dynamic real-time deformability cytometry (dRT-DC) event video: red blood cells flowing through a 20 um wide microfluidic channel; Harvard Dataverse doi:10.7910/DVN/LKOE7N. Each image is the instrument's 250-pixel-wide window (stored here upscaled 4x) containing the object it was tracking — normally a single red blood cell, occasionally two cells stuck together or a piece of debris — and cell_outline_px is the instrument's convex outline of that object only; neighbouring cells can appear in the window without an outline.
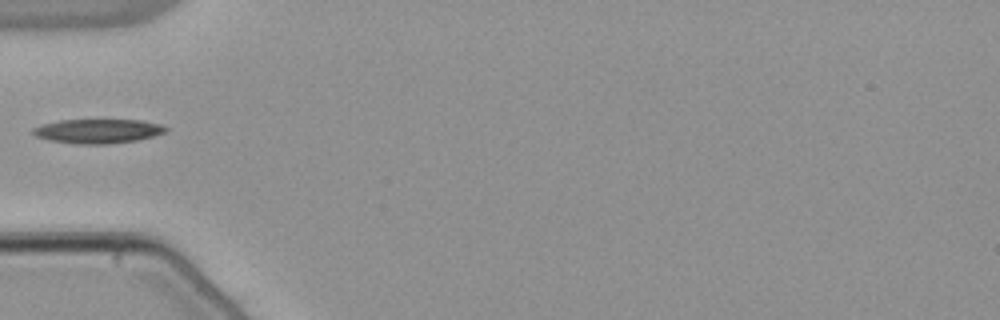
{"species": "common noctule bat (a hibernating species)", "species_latin": "Nyctalus noctula", "temperature_condition": "warm", "stored_images_in_passage": 22, "camera_frame_rate_fps": 3000, "um_per_image_px": 0.085, "animal": {"sex": "male", "body_mass_g": 21.5, "forearm_length_mm": 52.0}, "frame": {"image": 1, "passage_image": 1, "time_ms": 0.0, "image_size_px": [1000, 320], "cell_outline_px": [[168, 132], [136, 140], [108, 144], [76, 144], [48, 140], [36, 136], [32, 132], [32, 128], [44, 124], [60, 120], [100, 116], [140, 120], [160, 124], [168, 128]], "centroid_in_image_um": [8.34, 11.08], "position_along_channel_um": 76.7, "area_um2": 19.88}}
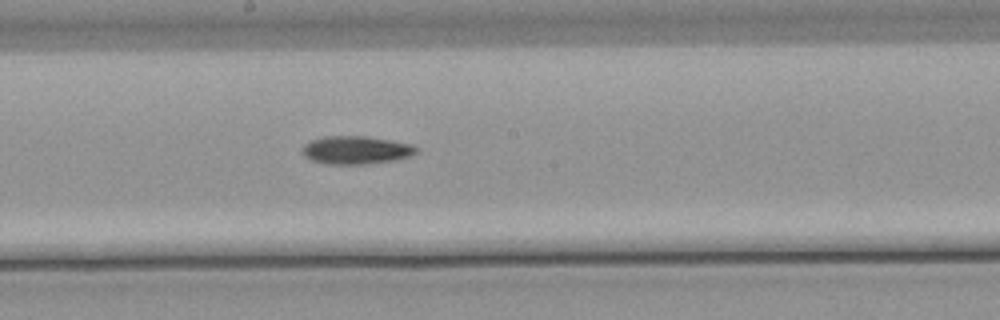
{"frame": {"image": 2, "passage_image": 12, "time_ms": 3.667, "image_size_px": [1000, 320], "cell_outline_px": [[416, 152], [412, 156], [396, 160], [368, 164], [324, 164], [312, 160], [304, 156], [300, 152], [300, 148], [308, 140], [324, 136], [364, 136], [412, 144], [416, 148]], "centroid_in_image_um": [30.19, 12.76], "position_along_channel_um": 218.0, "area_um2": 18.9}}
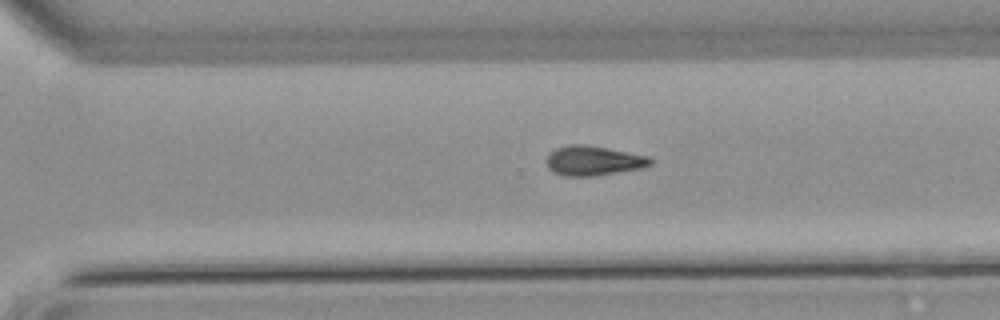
{"frame": {"image": 3, "passage_image": 20, "time_ms": 6.333, "image_size_px": [1000, 320], "cell_outline_px": [[652, 164], [640, 168], [596, 176], [564, 176], [552, 172], [548, 168], [544, 160], [548, 152], [556, 148], [568, 144], [584, 144], [608, 148], [648, 156], [652, 160]], "centroid_in_image_um": [50.36, 13.65], "position_along_channel_um": 320.2, "area_um2": 18.21}}